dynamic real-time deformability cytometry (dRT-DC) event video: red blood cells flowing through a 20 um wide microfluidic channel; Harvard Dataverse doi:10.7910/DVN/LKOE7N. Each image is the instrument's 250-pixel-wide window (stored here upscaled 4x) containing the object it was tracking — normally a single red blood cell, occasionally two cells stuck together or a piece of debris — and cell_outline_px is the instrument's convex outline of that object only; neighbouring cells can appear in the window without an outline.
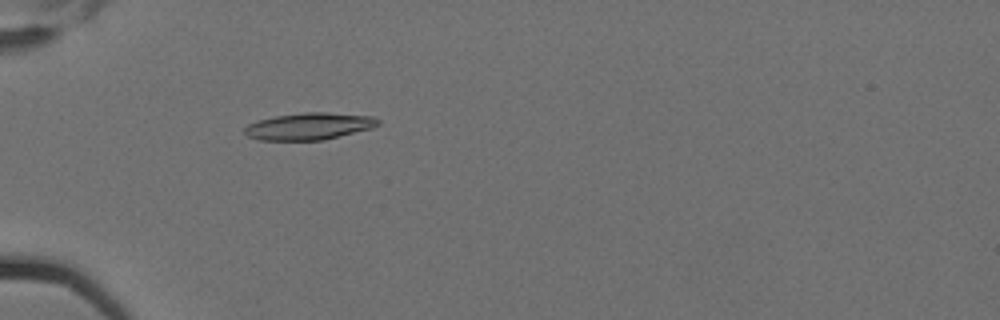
{"species": "Egyptian fruit bat (a non-hibernating species)", "species_latin": "Rousettus aegyptiacus", "temperature_condition": "cold", "stored_images_in_passage": 4, "camera_frame_rate_fps": 3000, "um_per_image_px": 0.085, "animal": {"sex": "female"}, "frame": {"image": 1, "passage_image": 4, "time_ms": 1.0, "image_size_px": [1000, 320], "cell_outline_px": [[380, 124], [372, 128], [324, 140], [260, 140], [248, 136], [244, 132], [244, 128], [248, 124], [260, 120], [276, 116], [304, 112], [328, 112], [372, 116], [380, 120]], "centroid_in_image_um": [26.3, 10.73], "position_along_channel_um": 58.7, "area_um2": 20.92}}